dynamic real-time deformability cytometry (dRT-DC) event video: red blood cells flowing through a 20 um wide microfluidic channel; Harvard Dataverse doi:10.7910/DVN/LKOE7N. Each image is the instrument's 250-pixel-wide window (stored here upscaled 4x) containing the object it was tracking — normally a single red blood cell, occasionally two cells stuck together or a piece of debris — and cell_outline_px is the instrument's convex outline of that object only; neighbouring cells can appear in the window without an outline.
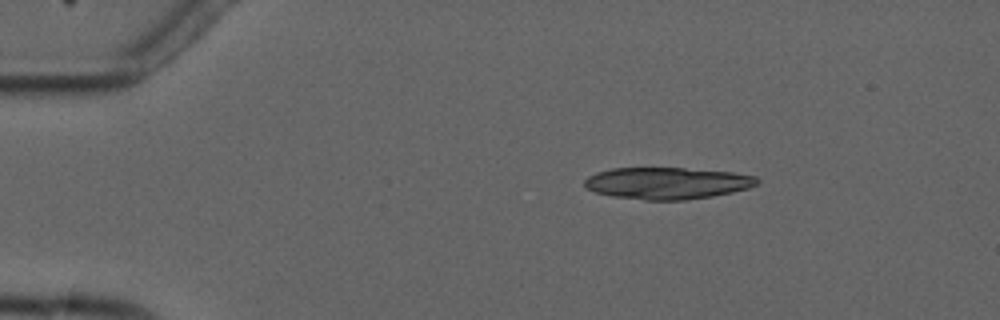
{"species": "common noctule bat (a hibernating species)", "species_latin": "Nyctalus noctula", "temperature_condition": "cold", "stored_images_in_passage": 5, "camera_frame_rate_fps": 3000, "um_per_image_px": 0.085, "animal": {"sex": "male", "forearm_length_mm": 52.5}, "frame": {"image": 1, "passage_image": 3, "time_ms": 2.333, "image_size_px": [1000, 320], "cell_outline_px": [[760, 184], [748, 188], [732, 192], [712, 196], [684, 200], [644, 200], [612, 196], [596, 192], [584, 188], [584, 180], [588, 176], [596, 172], [612, 168], [684, 168], [732, 172], [756, 176], [760, 180]], "centroid_in_image_um": [56.71, 15.57], "position_along_channel_um": 28.3, "area_um2": 32.14}}